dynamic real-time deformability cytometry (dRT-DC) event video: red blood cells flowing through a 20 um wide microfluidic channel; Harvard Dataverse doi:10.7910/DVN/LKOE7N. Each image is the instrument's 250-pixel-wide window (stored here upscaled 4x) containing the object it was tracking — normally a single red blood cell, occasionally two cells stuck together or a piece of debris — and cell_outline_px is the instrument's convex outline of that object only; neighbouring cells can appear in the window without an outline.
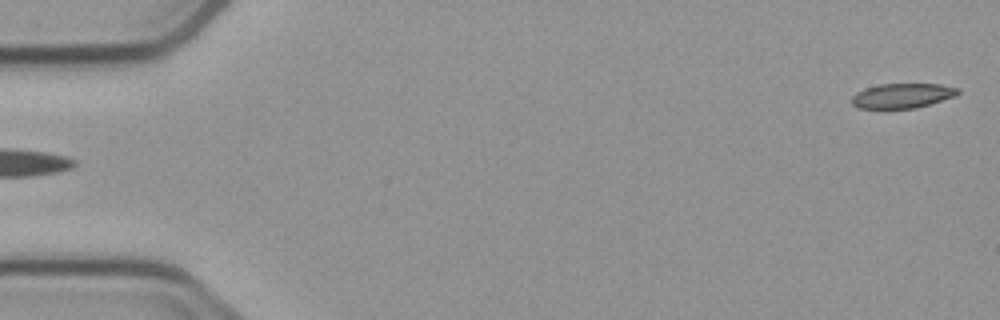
{"species": "common noctule bat (a hibernating species)", "species_latin": "Nyctalus noctula", "temperature_condition": "cold", "stored_images_in_passage": 3, "segment_of_instrument_passage": [2, 2], "camera_frame_rate_fps": 3000, "um_per_image_px": 0.085, "animal": {"sex": "male", "body_mass_g": 23.1, "forearm_length_mm": 52.7}, "frame": {"image": 1, "passage_image": 3, "time_ms": 2.0, "image_size_px": [1000, 320], "cell_outline_px": [[960, 92], [956, 96], [916, 108], [856, 108], [852, 104], [852, 96], [856, 92], [864, 88], [880, 84], [940, 84], [960, 88]], "centroid_in_image_um": [76.7, 8.13], "position_along_channel_um": 8.3, "area_um2": 15.37}}